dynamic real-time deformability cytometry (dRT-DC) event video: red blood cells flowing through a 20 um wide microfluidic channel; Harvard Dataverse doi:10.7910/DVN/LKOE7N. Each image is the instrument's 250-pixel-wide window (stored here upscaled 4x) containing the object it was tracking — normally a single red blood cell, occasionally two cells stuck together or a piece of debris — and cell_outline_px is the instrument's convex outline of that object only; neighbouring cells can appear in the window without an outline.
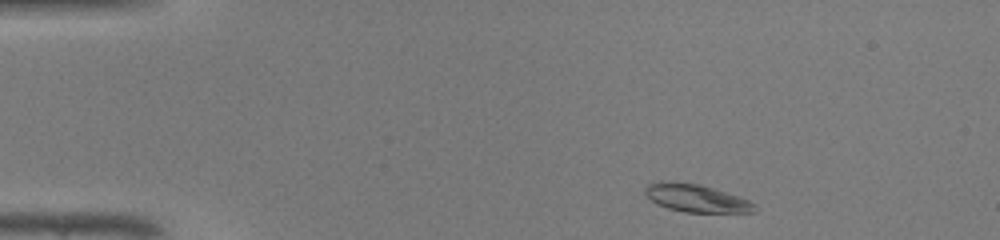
{"species": "common noctule bat (a hibernating species)", "species_latin": "Nyctalus noctula", "temperature_condition": "warm", "stored_images_in_passage": 41, "camera_frame_rate_fps": 3000, "um_per_image_px": 0.085, "animal": {"sex": "male", "body_mass_g": 19.0, "forearm_length_mm": 50.8}, "frame": {"image": 1, "passage_image": 1, "time_ms": 0.0, "image_size_px": [1000, 240], "cell_outline_px": [[756, 212], [684, 212], [668, 208], [656, 204], [644, 192], [644, 188], [648, 184], [660, 180], [668, 180], [700, 184], [748, 200], [756, 204]], "centroid_in_image_um": [59.13, 16.83], "position_along_channel_um": 25.9, "area_um2": 17.69}}
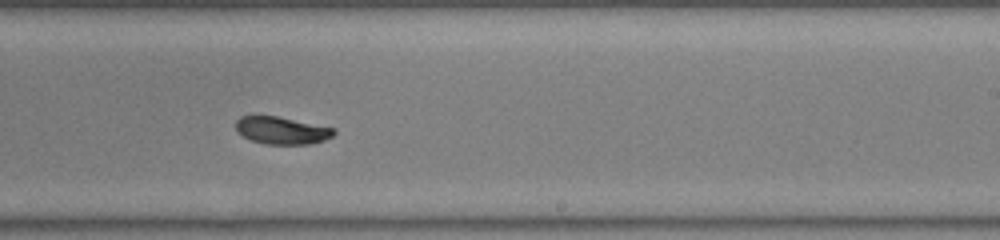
{"frame": {"image": 2, "passage_image": 23, "time_ms": 7.333, "image_size_px": [1000, 240], "cell_outline_px": [[336, 132], [332, 136], [324, 140], [308, 144], [264, 144], [252, 140], [236, 132], [236, 120], [240, 116], [276, 116], [336, 128]], "centroid_in_image_um": [23.95, 11.08], "position_along_channel_um": 265.1, "area_um2": 15.61}}
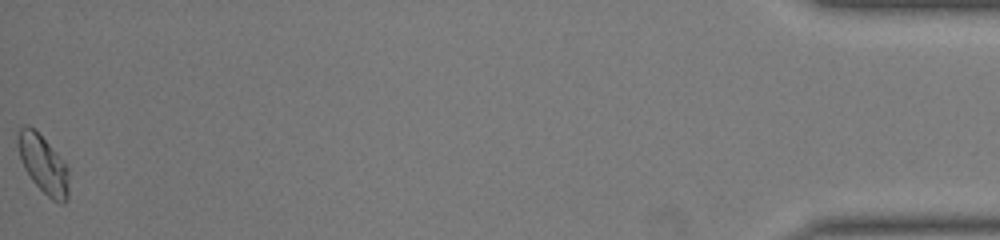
{"frame": {"image": 3, "passage_image": 41, "time_ms": 13.333, "image_size_px": [1000, 240], "cell_outline_px": [[68, 196], [64, 204], [60, 204], [52, 200], [32, 180], [24, 168], [20, 160], [16, 144], [16, 136], [20, 128], [24, 124], [28, 124], [56, 152], [68, 168]], "centroid_in_image_um": [3.64, 13.97], "position_along_channel_um": 431.6, "area_um2": 17.17}, "authors_computed_cell_mechanics": {"area_um2": 16.5308, "velocity_mm_per_s": 4.3211, "shape_relaxation_time_tau1_ms": 3.0433, "shape_relaxation_time_tau2_ms": 3.126, "deformation_change_tau1": 0.135, "deformation_change_tau2": 0.0516}}